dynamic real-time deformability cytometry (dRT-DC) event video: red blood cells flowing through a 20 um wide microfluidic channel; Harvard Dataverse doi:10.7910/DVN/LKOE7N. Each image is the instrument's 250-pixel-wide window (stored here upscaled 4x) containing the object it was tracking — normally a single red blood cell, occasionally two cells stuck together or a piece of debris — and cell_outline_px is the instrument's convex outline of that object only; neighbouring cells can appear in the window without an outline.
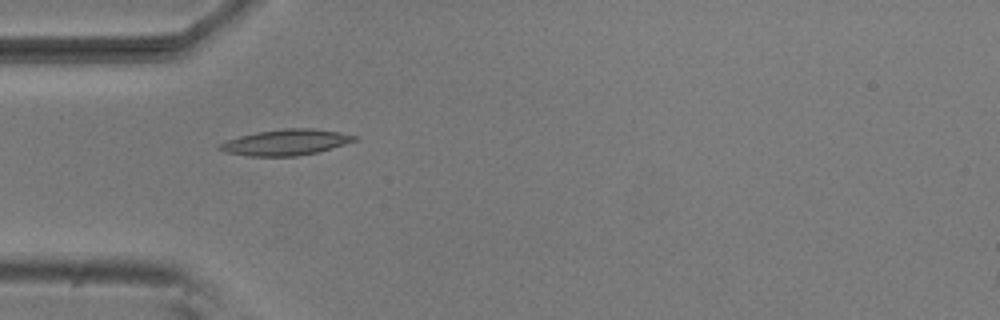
{"species": "common noctule bat (a hibernating species)", "species_latin": "Nyctalus noctula", "temperature_condition": "room temperature", "stored_images_in_passage": 11, "camera_frame_rate_fps": 3000, "um_per_image_px": 0.085, "animal": {"sex": "male", "body_mass_g": 20.5, "forearm_length_mm": 52.5}, "frame": {"image": 1, "passage_image": 1, "time_ms": 0.0, "image_size_px": [1000, 320], "cell_outline_px": [[360, 136], [356, 140], [332, 148], [316, 152], [296, 156], [248, 156], [224, 152], [216, 148], [216, 144], [240, 136], [256, 132], [284, 128], [312, 128], [340, 132]], "centroid_in_image_um": [24.27, 12.09], "position_along_channel_um": 60.7, "area_um2": 20.4}}
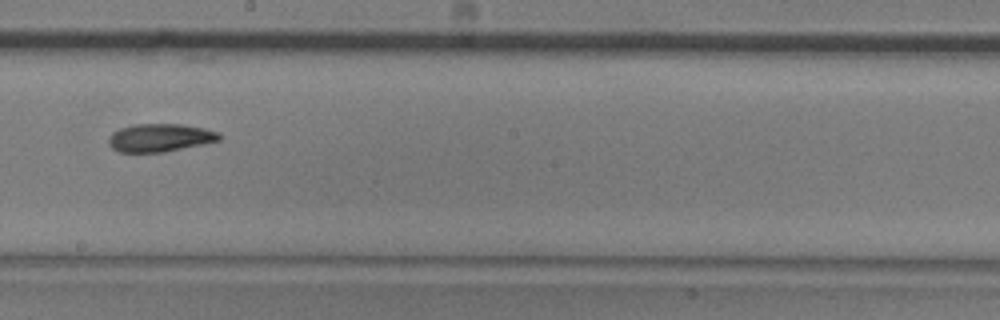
{"frame": {"image": 2, "passage_image": 5, "time_ms": 1.333, "image_size_px": [1000, 320], "cell_outline_px": [[220, 140], [204, 144], [164, 152], [120, 152], [112, 148], [108, 144], [108, 136], [112, 132], [120, 128], [136, 124], [180, 124], [204, 128], [220, 132]], "centroid_in_image_um": [13.59, 11.7], "position_along_channel_um": 234.6, "area_um2": 18.15}}
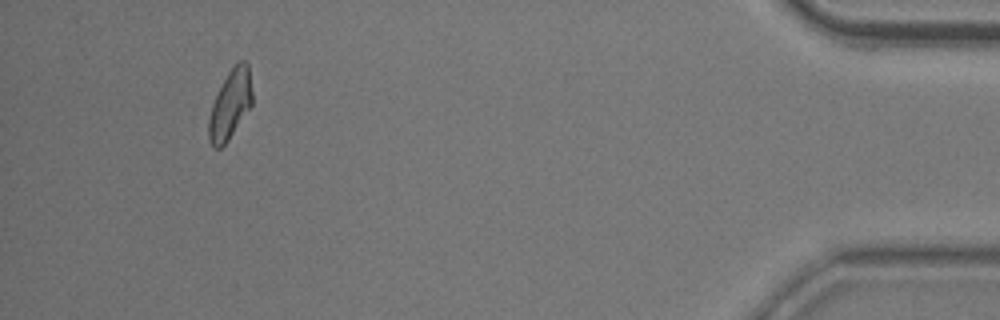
{"frame": {"image": 3, "passage_image": 10, "time_ms": 3.0, "image_size_px": [1000, 320], "cell_outline_px": [[252, 104], [228, 140], [220, 148], [212, 148], [208, 140], [208, 120], [212, 104], [228, 72], [240, 60], [244, 60], [248, 64], [252, 92]], "centroid_in_image_um": [19.55, 8.91], "position_along_channel_um": 415.6, "area_um2": 17.28}}